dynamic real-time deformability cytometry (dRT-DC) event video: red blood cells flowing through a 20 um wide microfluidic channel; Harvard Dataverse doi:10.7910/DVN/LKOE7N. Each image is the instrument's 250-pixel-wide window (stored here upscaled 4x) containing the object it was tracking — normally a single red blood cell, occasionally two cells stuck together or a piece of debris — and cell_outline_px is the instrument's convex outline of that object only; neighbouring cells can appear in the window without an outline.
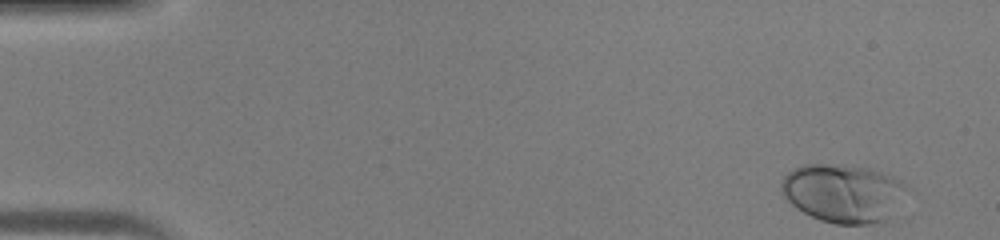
{"species": "human", "species_latin": "Homo sapiens", "temperature_condition": "warm", "stored_images_in_passage": 44, "camera_frame_rate_fps": 3000, "um_per_image_px": 0.085, "donor": {"sex": "male"}, "frame": {"image": 1, "passage_image": 1, "time_ms": 0.0, "image_size_px": [1000, 240], "cell_outline_px": [[904, 188], [888, 220], [884, 224], [836, 224], [820, 220], [796, 208], [780, 192], [780, 184], [784, 176], [788, 172], [804, 164], [828, 164], [868, 168], [892, 176], [900, 180], [904, 184]], "centroid_in_image_um": [71.6, 16.43], "position_along_channel_um": 13.4, "area_um2": 42.14}}
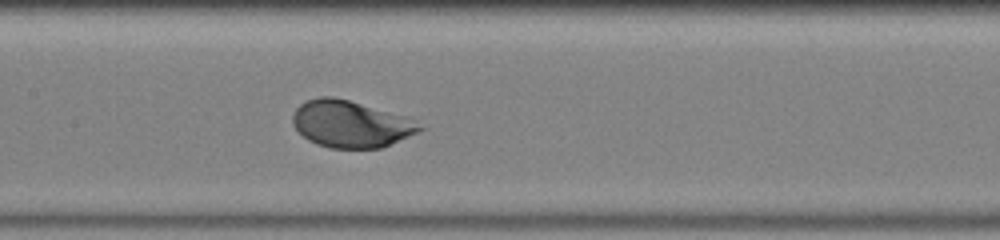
{"frame": {"image": 2, "passage_image": 21, "time_ms": 6.667, "image_size_px": [1000, 240], "cell_outline_px": [[428, 128], [380, 148], [332, 148], [316, 144], [308, 140], [292, 124], [292, 116], [296, 108], [300, 104], [308, 100], [320, 96], [332, 96], [348, 100], [404, 116]], "centroid_in_image_um": [29.79, 10.54], "position_along_channel_um": 177.6, "area_um2": 34.33}}
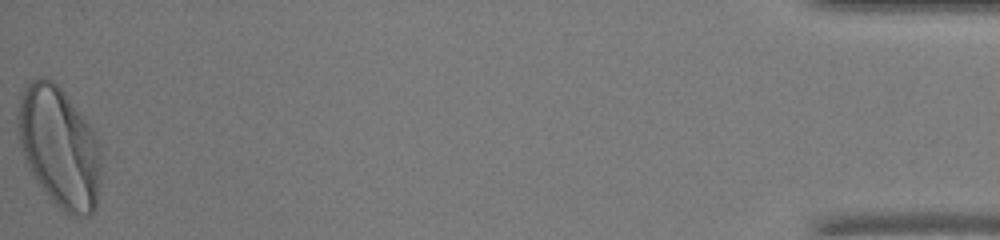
{"frame": {"image": 3, "passage_image": 44, "time_ms": 14.333, "image_size_px": [1000, 240], "cell_outline_px": [[108, 156], [96, 204], [92, 212], [88, 216], [76, 216], [64, 212], [52, 200], [36, 180], [28, 168], [24, 160], [16, 128], [16, 116], [20, 96], [28, 80], [52, 80], [64, 92], [92, 128]], "centroid_in_image_um": [5.11, 12.54], "position_along_channel_um": 430.1, "area_um2": 59.88}}